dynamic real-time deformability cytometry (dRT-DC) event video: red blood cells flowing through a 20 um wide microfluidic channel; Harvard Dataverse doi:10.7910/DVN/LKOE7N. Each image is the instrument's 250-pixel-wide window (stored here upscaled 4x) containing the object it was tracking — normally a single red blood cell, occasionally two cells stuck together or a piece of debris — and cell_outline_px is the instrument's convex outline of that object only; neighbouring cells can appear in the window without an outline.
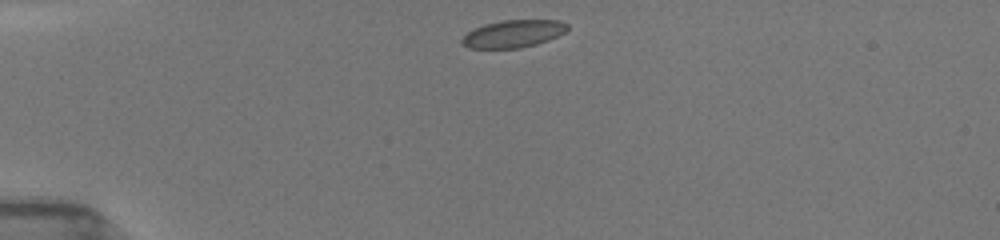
{"species": "common noctule bat (a hibernating species)", "species_latin": "Nyctalus noctula", "temperature_condition": "room temperature", "stored_images_in_passage": 40, "camera_frame_rate_fps": 3000, "um_per_image_px": 0.085, "animal": {"sex": "female", "body_mass_g": 19.5, "forearm_length_mm": 54.1}, "frame": {"image": 1, "passage_image": 1, "time_ms": 0.0, "image_size_px": [1000, 240], "cell_outline_px": [[568, 28], [564, 32], [548, 40], [536, 44], [520, 48], [468, 48], [460, 44], [460, 40], [468, 32], [484, 24], [500, 20], [560, 20], [568, 24]], "centroid_in_image_um": [43.61, 2.87], "position_along_channel_um": 41.4, "area_um2": 16.88}}
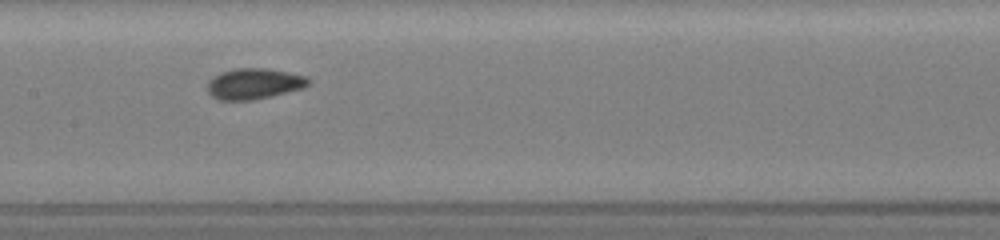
{"frame": {"image": 2, "passage_image": 15, "time_ms": 4.667, "image_size_px": [1000, 240], "cell_outline_px": [[312, 80], [304, 88], [252, 100], [220, 100], [212, 96], [208, 92], [208, 80], [212, 76], [220, 72], [236, 68], [264, 68], [288, 72], [308, 76]], "centroid_in_image_um": [21.59, 7.1], "position_along_channel_um": 185.8, "area_um2": 18.21}}
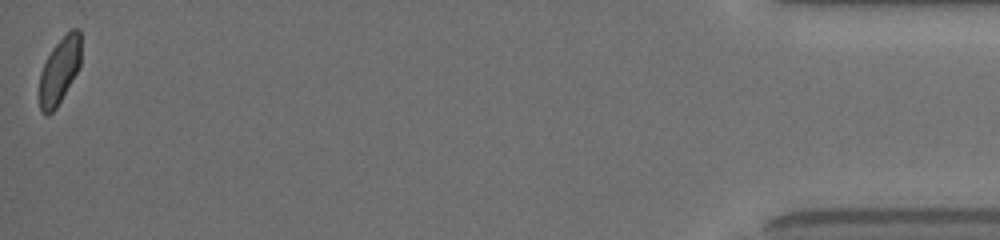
{"frame": {"image": 3, "passage_image": 40, "time_ms": 13.0, "image_size_px": [1000, 240], "cell_outline_px": [[80, 64], [76, 72], [56, 108], [48, 116], [44, 116], [40, 108], [40, 72], [52, 48], [72, 28], [80, 28]], "centroid_in_image_um": [5.05, 6.01], "position_along_channel_um": 430.2, "area_um2": 15.72}, "authors_computed_cell_mechanics": {"area_um2": 17.3111, "velocity_mm_per_s": 3.945, "shape_relaxation_time_tau1_ms": 2.9928, "shape_relaxation_time_tau2_ms": 0.9323, "deformation_change_tau1": 0.1079, "deformation_change_tau2": 0.0585}}